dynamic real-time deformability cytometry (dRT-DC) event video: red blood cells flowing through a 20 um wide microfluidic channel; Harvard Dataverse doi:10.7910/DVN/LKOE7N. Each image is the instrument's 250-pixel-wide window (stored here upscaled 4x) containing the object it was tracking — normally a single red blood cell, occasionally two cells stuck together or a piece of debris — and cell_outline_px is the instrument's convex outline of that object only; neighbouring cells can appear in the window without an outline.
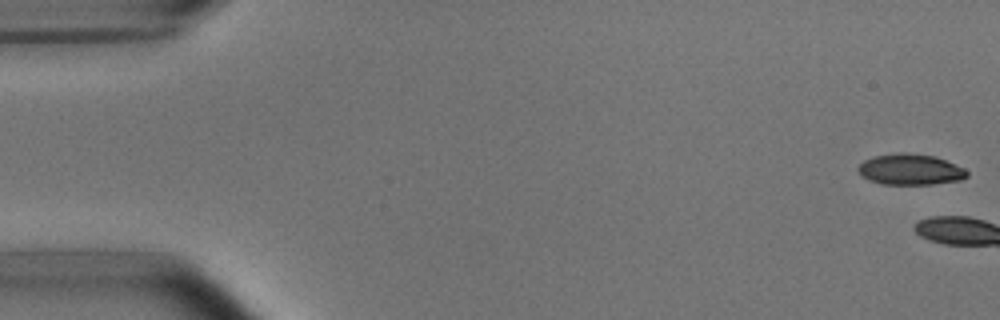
{"species": "common noctule bat (a hibernating species)", "species_latin": "Nyctalus noctula", "temperature_condition": "room temperature", "stored_images_in_passage": 3, "camera_frame_rate_fps": 3000, "um_per_image_px": 0.085, "animal": {"sex": "male", "body_mass_g": 15.6}, "frame": {"image": 1, "passage_image": 1, "time_ms": 0.0, "image_size_px": [1000, 320], "cell_outline_px": [[968, 176], [960, 180], [932, 184], [880, 184], [868, 180], [860, 176], [856, 168], [864, 160], [872, 156], [896, 152], [904, 152], [936, 156], [956, 164], [964, 168], [968, 172]], "centroid_in_image_um": [77.34, 14.39], "position_along_channel_um": 7.7, "area_um2": 19.94}}